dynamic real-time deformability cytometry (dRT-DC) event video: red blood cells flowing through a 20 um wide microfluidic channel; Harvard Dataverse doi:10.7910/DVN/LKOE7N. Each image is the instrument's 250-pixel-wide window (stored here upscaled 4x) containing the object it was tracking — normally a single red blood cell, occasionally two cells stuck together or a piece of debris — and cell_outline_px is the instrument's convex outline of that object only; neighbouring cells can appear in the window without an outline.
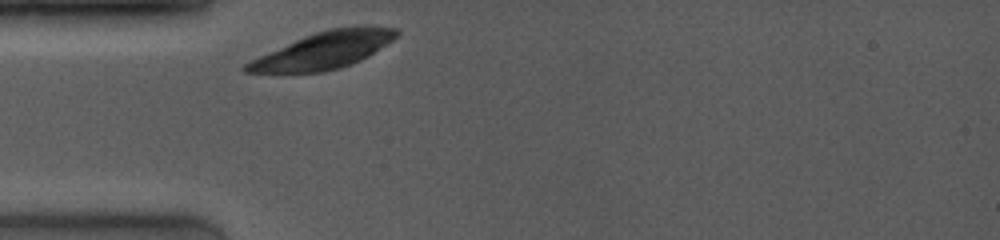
{"species": "common noctule bat (a hibernating species)", "species_latin": "Nyctalus noctula", "temperature_condition": "room temperature", "stored_images_in_passage": 1, "camera_frame_rate_fps": 4000, "um_per_image_px": 0.085, "animal": {"sex": "female", "body_mass_g": 19.0, "forearm_length_mm": 53.3}, "frame": {"image": 1, "passage_image": 1, "time_ms": 0.0, "image_size_px": [1000, 240], "cell_outline_px": [[400, 32], [392, 40], [368, 56], [360, 60], [340, 68], [324, 72], [244, 72], [240, 68], [244, 64], [268, 52], [304, 36], [328, 28], [356, 24], [396, 28]], "centroid_in_image_um": [27.55, 4.25], "position_along_channel_um": 57.5, "area_um2": 32.14}}